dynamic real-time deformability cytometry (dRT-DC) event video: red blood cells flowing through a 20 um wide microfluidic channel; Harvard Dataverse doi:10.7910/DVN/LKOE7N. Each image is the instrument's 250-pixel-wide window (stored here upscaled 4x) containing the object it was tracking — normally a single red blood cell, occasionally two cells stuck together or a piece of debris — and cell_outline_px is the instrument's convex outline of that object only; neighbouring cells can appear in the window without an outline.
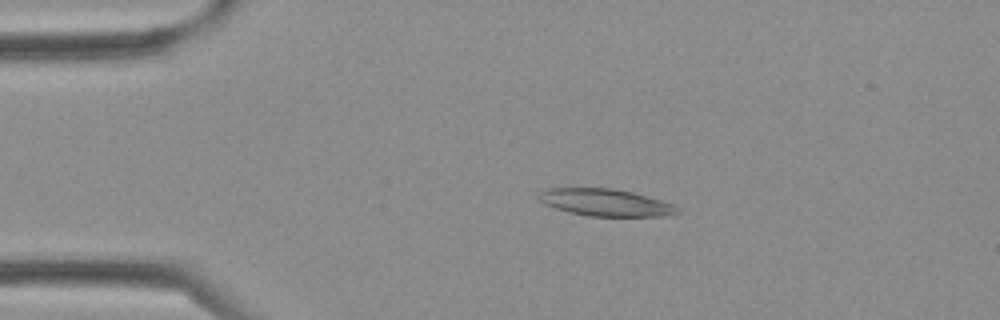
{"species": "Egyptian fruit bat (a non-hibernating species)", "species_latin": "Rousettus aegyptiacus", "temperature_condition": "cold", "stored_images_in_passage": 3, "camera_frame_rate_fps": 3000, "um_per_image_px": 0.085, "frame": {"image": 1, "passage_image": 2, "time_ms": 0.333, "image_size_px": [1000, 320], "cell_outline_px": [[680, 212], [676, 216], [588, 216], [568, 212], [544, 204], [536, 196], [536, 192], [548, 188], [612, 188], [632, 192], [676, 204]], "centroid_in_image_um": [51.49, 17.21], "position_along_channel_um": 33.5, "area_um2": 22.25}}